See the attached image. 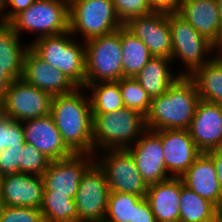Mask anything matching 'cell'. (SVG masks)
<instances>
[{
  "instance_id": "cell-13",
  "label": "cell",
  "mask_w": 222,
  "mask_h": 222,
  "mask_svg": "<svg viewBox=\"0 0 222 222\" xmlns=\"http://www.w3.org/2000/svg\"><path fill=\"white\" fill-rule=\"evenodd\" d=\"M94 162V154H73L69 158L51 161L42 175L43 191L66 194L75 199L83 174Z\"/></svg>"
},
{
  "instance_id": "cell-28",
  "label": "cell",
  "mask_w": 222,
  "mask_h": 222,
  "mask_svg": "<svg viewBox=\"0 0 222 222\" xmlns=\"http://www.w3.org/2000/svg\"><path fill=\"white\" fill-rule=\"evenodd\" d=\"M40 211L45 222H78L75 200L66 194L43 191Z\"/></svg>"
},
{
  "instance_id": "cell-44",
  "label": "cell",
  "mask_w": 222,
  "mask_h": 222,
  "mask_svg": "<svg viewBox=\"0 0 222 222\" xmlns=\"http://www.w3.org/2000/svg\"><path fill=\"white\" fill-rule=\"evenodd\" d=\"M208 152H220V153H222V137L220 138V141H219L218 145L215 147V149L210 150Z\"/></svg>"
},
{
  "instance_id": "cell-14",
  "label": "cell",
  "mask_w": 222,
  "mask_h": 222,
  "mask_svg": "<svg viewBox=\"0 0 222 222\" xmlns=\"http://www.w3.org/2000/svg\"><path fill=\"white\" fill-rule=\"evenodd\" d=\"M133 156L142 179L149 186L170 179L163 155L161 130H145L140 138L127 148Z\"/></svg>"
},
{
  "instance_id": "cell-9",
  "label": "cell",
  "mask_w": 222,
  "mask_h": 222,
  "mask_svg": "<svg viewBox=\"0 0 222 222\" xmlns=\"http://www.w3.org/2000/svg\"><path fill=\"white\" fill-rule=\"evenodd\" d=\"M104 171L110 191L146 197L148 185L142 179L128 149H110L94 154Z\"/></svg>"
},
{
  "instance_id": "cell-26",
  "label": "cell",
  "mask_w": 222,
  "mask_h": 222,
  "mask_svg": "<svg viewBox=\"0 0 222 222\" xmlns=\"http://www.w3.org/2000/svg\"><path fill=\"white\" fill-rule=\"evenodd\" d=\"M179 209V222H215L219 218V208L184 186L182 179Z\"/></svg>"
},
{
  "instance_id": "cell-2",
  "label": "cell",
  "mask_w": 222,
  "mask_h": 222,
  "mask_svg": "<svg viewBox=\"0 0 222 222\" xmlns=\"http://www.w3.org/2000/svg\"><path fill=\"white\" fill-rule=\"evenodd\" d=\"M199 101L193 80L189 76H180L165 93L152 98L149 112L145 116L146 129L188 130Z\"/></svg>"
},
{
  "instance_id": "cell-19",
  "label": "cell",
  "mask_w": 222,
  "mask_h": 222,
  "mask_svg": "<svg viewBox=\"0 0 222 222\" xmlns=\"http://www.w3.org/2000/svg\"><path fill=\"white\" fill-rule=\"evenodd\" d=\"M188 130L201 152L215 149L222 137V104L200 100Z\"/></svg>"
},
{
  "instance_id": "cell-15",
  "label": "cell",
  "mask_w": 222,
  "mask_h": 222,
  "mask_svg": "<svg viewBox=\"0 0 222 222\" xmlns=\"http://www.w3.org/2000/svg\"><path fill=\"white\" fill-rule=\"evenodd\" d=\"M164 164L170 177L180 178L201 151L186 129L161 130Z\"/></svg>"
},
{
  "instance_id": "cell-34",
  "label": "cell",
  "mask_w": 222,
  "mask_h": 222,
  "mask_svg": "<svg viewBox=\"0 0 222 222\" xmlns=\"http://www.w3.org/2000/svg\"><path fill=\"white\" fill-rule=\"evenodd\" d=\"M118 18L125 24L130 18L152 13L148 0H113Z\"/></svg>"
},
{
  "instance_id": "cell-6",
  "label": "cell",
  "mask_w": 222,
  "mask_h": 222,
  "mask_svg": "<svg viewBox=\"0 0 222 222\" xmlns=\"http://www.w3.org/2000/svg\"><path fill=\"white\" fill-rule=\"evenodd\" d=\"M123 25L113 0H69V31L81 41L110 34Z\"/></svg>"
},
{
  "instance_id": "cell-11",
  "label": "cell",
  "mask_w": 222,
  "mask_h": 222,
  "mask_svg": "<svg viewBox=\"0 0 222 222\" xmlns=\"http://www.w3.org/2000/svg\"><path fill=\"white\" fill-rule=\"evenodd\" d=\"M110 188L104 171L94 162L83 174L75 197L78 222L105 219Z\"/></svg>"
},
{
  "instance_id": "cell-12",
  "label": "cell",
  "mask_w": 222,
  "mask_h": 222,
  "mask_svg": "<svg viewBox=\"0 0 222 222\" xmlns=\"http://www.w3.org/2000/svg\"><path fill=\"white\" fill-rule=\"evenodd\" d=\"M124 26L148 47L152 56L171 58L172 39L168 12L153 11L132 17Z\"/></svg>"
},
{
  "instance_id": "cell-21",
  "label": "cell",
  "mask_w": 222,
  "mask_h": 222,
  "mask_svg": "<svg viewBox=\"0 0 222 222\" xmlns=\"http://www.w3.org/2000/svg\"><path fill=\"white\" fill-rule=\"evenodd\" d=\"M180 178L188 189L222 209V190L217 179L216 167L207 153L201 152Z\"/></svg>"
},
{
  "instance_id": "cell-33",
  "label": "cell",
  "mask_w": 222,
  "mask_h": 222,
  "mask_svg": "<svg viewBox=\"0 0 222 222\" xmlns=\"http://www.w3.org/2000/svg\"><path fill=\"white\" fill-rule=\"evenodd\" d=\"M25 143L22 122L0 112V153L7 148L23 147Z\"/></svg>"
},
{
  "instance_id": "cell-32",
  "label": "cell",
  "mask_w": 222,
  "mask_h": 222,
  "mask_svg": "<svg viewBox=\"0 0 222 222\" xmlns=\"http://www.w3.org/2000/svg\"><path fill=\"white\" fill-rule=\"evenodd\" d=\"M19 173L42 176L51 163V159L31 144L25 143L20 156Z\"/></svg>"
},
{
  "instance_id": "cell-24",
  "label": "cell",
  "mask_w": 222,
  "mask_h": 222,
  "mask_svg": "<svg viewBox=\"0 0 222 222\" xmlns=\"http://www.w3.org/2000/svg\"><path fill=\"white\" fill-rule=\"evenodd\" d=\"M22 41L10 24L0 28V70L13 80L22 78L24 57L30 47L28 41L27 44Z\"/></svg>"
},
{
  "instance_id": "cell-3",
  "label": "cell",
  "mask_w": 222,
  "mask_h": 222,
  "mask_svg": "<svg viewBox=\"0 0 222 222\" xmlns=\"http://www.w3.org/2000/svg\"><path fill=\"white\" fill-rule=\"evenodd\" d=\"M32 40L30 48L41 59L61 70L76 87H86L85 41L78 42L70 31Z\"/></svg>"
},
{
  "instance_id": "cell-31",
  "label": "cell",
  "mask_w": 222,
  "mask_h": 222,
  "mask_svg": "<svg viewBox=\"0 0 222 222\" xmlns=\"http://www.w3.org/2000/svg\"><path fill=\"white\" fill-rule=\"evenodd\" d=\"M118 84L124 107L136 110L143 116H146L149 112L152 99L141 87V84L132 77H122L118 81Z\"/></svg>"
},
{
  "instance_id": "cell-36",
  "label": "cell",
  "mask_w": 222,
  "mask_h": 222,
  "mask_svg": "<svg viewBox=\"0 0 222 222\" xmlns=\"http://www.w3.org/2000/svg\"><path fill=\"white\" fill-rule=\"evenodd\" d=\"M23 147H11L0 153V174L2 176L19 172L20 156Z\"/></svg>"
},
{
  "instance_id": "cell-18",
  "label": "cell",
  "mask_w": 222,
  "mask_h": 222,
  "mask_svg": "<svg viewBox=\"0 0 222 222\" xmlns=\"http://www.w3.org/2000/svg\"><path fill=\"white\" fill-rule=\"evenodd\" d=\"M43 190L42 176L18 172L2 177L0 198L4 206L40 209Z\"/></svg>"
},
{
  "instance_id": "cell-7",
  "label": "cell",
  "mask_w": 222,
  "mask_h": 222,
  "mask_svg": "<svg viewBox=\"0 0 222 222\" xmlns=\"http://www.w3.org/2000/svg\"><path fill=\"white\" fill-rule=\"evenodd\" d=\"M9 24L20 37L27 32H36L35 39L66 33L69 31V0H36Z\"/></svg>"
},
{
  "instance_id": "cell-20",
  "label": "cell",
  "mask_w": 222,
  "mask_h": 222,
  "mask_svg": "<svg viewBox=\"0 0 222 222\" xmlns=\"http://www.w3.org/2000/svg\"><path fill=\"white\" fill-rule=\"evenodd\" d=\"M176 12L220 51V25L216 0H180Z\"/></svg>"
},
{
  "instance_id": "cell-41",
  "label": "cell",
  "mask_w": 222,
  "mask_h": 222,
  "mask_svg": "<svg viewBox=\"0 0 222 222\" xmlns=\"http://www.w3.org/2000/svg\"><path fill=\"white\" fill-rule=\"evenodd\" d=\"M206 153L212 158L215 164L217 179H218L220 188L222 190V153L220 152H206Z\"/></svg>"
},
{
  "instance_id": "cell-25",
  "label": "cell",
  "mask_w": 222,
  "mask_h": 222,
  "mask_svg": "<svg viewBox=\"0 0 222 222\" xmlns=\"http://www.w3.org/2000/svg\"><path fill=\"white\" fill-rule=\"evenodd\" d=\"M189 77L196 85L200 100L222 104V51Z\"/></svg>"
},
{
  "instance_id": "cell-35",
  "label": "cell",
  "mask_w": 222,
  "mask_h": 222,
  "mask_svg": "<svg viewBox=\"0 0 222 222\" xmlns=\"http://www.w3.org/2000/svg\"><path fill=\"white\" fill-rule=\"evenodd\" d=\"M0 222H45L40 209L24 206H4Z\"/></svg>"
},
{
  "instance_id": "cell-40",
  "label": "cell",
  "mask_w": 222,
  "mask_h": 222,
  "mask_svg": "<svg viewBox=\"0 0 222 222\" xmlns=\"http://www.w3.org/2000/svg\"><path fill=\"white\" fill-rule=\"evenodd\" d=\"M14 80L3 70H0V104L5 98L6 92L9 89V85Z\"/></svg>"
},
{
  "instance_id": "cell-45",
  "label": "cell",
  "mask_w": 222,
  "mask_h": 222,
  "mask_svg": "<svg viewBox=\"0 0 222 222\" xmlns=\"http://www.w3.org/2000/svg\"><path fill=\"white\" fill-rule=\"evenodd\" d=\"M218 219L222 222V209H219V218Z\"/></svg>"
},
{
  "instance_id": "cell-47",
  "label": "cell",
  "mask_w": 222,
  "mask_h": 222,
  "mask_svg": "<svg viewBox=\"0 0 222 222\" xmlns=\"http://www.w3.org/2000/svg\"><path fill=\"white\" fill-rule=\"evenodd\" d=\"M2 177H3V176L0 174V188H1Z\"/></svg>"
},
{
  "instance_id": "cell-27",
  "label": "cell",
  "mask_w": 222,
  "mask_h": 222,
  "mask_svg": "<svg viewBox=\"0 0 222 222\" xmlns=\"http://www.w3.org/2000/svg\"><path fill=\"white\" fill-rule=\"evenodd\" d=\"M122 77L135 78L153 57L148 47L124 25L121 27Z\"/></svg>"
},
{
  "instance_id": "cell-37",
  "label": "cell",
  "mask_w": 222,
  "mask_h": 222,
  "mask_svg": "<svg viewBox=\"0 0 222 222\" xmlns=\"http://www.w3.org/2000/svg\"><path fill=\"white\" fill-rule=\"evenodd\" d=\"M132 222H157L146 197H143L134 206V215Z\"/></svg>"
},
{
  "instance_id": "cell-4",
  "label": "cell",
  "mask_w": 222,
  "mask_h": 222,
  "mask_svg": "<svg viewBox=\"0 0 222 222\" xmlns=\"http://www.w3.org/2000/svg\"><path fill=\"white\" fill-rule=\"evenodd\" d=\"M93 154L110 149H127L146 130L145 116L123 107L109 113L92 114Z\"/></svg>"
},
{
  "instance_id": "cell-22",
  "label": "cell",
  "mask_w": 222,
  "mask_h": 222,
  "mask_svg": "<svg viewBox=\"0 0 222 222\" xmlns=\"http://www.w3.org/2000/svg\"><path fill=\"white\" fill-rule=\"evenodd\" d=\"M181 178L151 184L147 188L146 199L157 222H179Z\"/></svg>"
},
{
  "instance_id": "cell-46",
  "label": "cell",
  "mask_w": 222,
  "mask_h": 222,
  "mask_svg": "<svg viewBox=\"0 0 222 222\" xmlns=\"http://www.w3.org/2000/svg\"><path fill=\"white\" fill-rule=\"evenodd\" d=\"M4 207L3 203H2V200L0 198V215H1V212H2V208Z\"/></svg>"
},
{
  "instance_id": "cell-5",
  "label": "cell",
  "mask_w": 222,
  "mask_h": 222,
  "mask_svg": "<svg viewBox=\"0 0 222 222\" xmlns=\"http://www.w3.org/2000/svg\"><path fill=\"white\" fill-rule=\"evenodd\" d=\"M168 21L172 39L171 60L184 65L179 70L181 76H190L219 52L176 11L168 12Z\"/></svg>"
},
{
  "instance_id": "cell-10",
  "label": "cell",
  "mask_w": 222,
  "mask_h": 222,
  "mask_svg": "<svg viewBox=\"0 0 222 222\" xmlns=\"http://www.w3.org/2000/svg\"><path fill=\"white\" fill-rule=\"evenodd\" d=\"M52 95L29 85L22 78L14 80L0 104V112L23 122L50 114Z\"/></svg>"
},
{
  "instance_id": "cell-16",
  "label": "cell",
  "mask_w": 222,
  "mask_h": 222,
  "mask_svg": "<svg viewBox=\"0 0 222 222\" xmlns=\"http://www.w3.org/2000/svg\"><path fill=\"white\" fill-rule=\"evenodd\" d=\"M25 142L53 160L71 157L74 153L61 138L51 114L22 122Z\"/></svg>"
},
{
  "instance_id": "cell-43",
  "label": "cell",
  "mask_w": 222,
  "mask_h": 222,
  "mask_svg": "<svg viewBox=\"0 0 222 222\" xmlns=\"http://www.w3.org/2000/svg\"><path fill=\"white\" fill-rule=\"evenodd\" d=\"M220 25V51H222V0H216Z\"/></svg>"
},
{
  "instance_id": "cell-1",
  "label": "cell",
  "mask_w": 222,
  "mask_h": 222,
  "mask_svg": "<svg viewBox=\"0 0 222 222\" xmlns=\"http://www.w3.org/2000/svg\"><path fill=\"white\" fill-rule=\"evenodd\" d=\"M85 87L52 97L50 114L66 146L74 154H93V117ZM85 93V94H84Z\"/></svg>"
},
{
  "instance_id": "cell-8",
  "label": "cell",
  "mask_w": 222,
  "mask_h": 222,
  "mask_svg": "<svg viewBox=\"0 0 222 222\" xmlns=\"http://www.w3.org/2000/svg\"><path fill=\"white\" fill-rule=\"evenodd\" d=\"M86 86L122 78L121 28L85 41Z\"/></svg>"
},
{
  "instance_id": "cell-30",
  "label": "cell",
  "mask_w": 222,
  "mask_h": 222,
  "mask_svg": "<svg viewBox=\"0 0 222 222\" xmlns=\"http://www.w3.org/2000/svg\"><path fill=\"white\" fill-rule=\"evenodd\" d=\"M143 197L131 194L110 191L105 219L110 222H132L134 206Z\"/></svg>"
},
{
  "instance_id": "cell-39",
  "label": "cell",
  "mask_w": 222,
  "mask_h": 222,
  "mask_svg": "<svg viewBox=\"0 0 222 222\" xmlns=\"http://www.w3.org/2000/svg\"><path fill=\"white\" fill-rule=\"evenodd\" d=\"M149 5L154 11H176L180 0H148Z\"/></svg>"
},
{
  "instance_id": "cell-38",
  "label": "cell",
  "mask_w": 222,
  "mask_h": 222,
  "mask_svg": "<svg viewBox=\"0 0 222 222\" xmlns=\"http://www.w3.org/2000/svg\"><path fill=\"white\" fill-rule=\"evenodd\" d=\"M35 1L36 0H4L7 20L10 22L17 14L28 9Z\"/></svg>"
},
{
  "instance_id": "cell-17",
  "label": "cell",
  "mask_w": 222,
  "mask_h": 222,
  "mask_svg": "<svg viewBox=\"0 0 222 222\" xmlns=\"http://www.w3.org/2000/svg\"><path fill=\"white\" fill-rule=\"evenodd\" d=\"M22 79L52 96L67 94L76 88L61 70L49 65L30 47L24 57Z\"/></svg>"
},
{
  "instance_id": "cell-42",
  "label": "cell",
  "mask_w": 222,
  "mask_h": 222,
  "mask_svg": "<svg viewBox=\"0 0 222 222\" xmlns=\"http://www.w3.org/2000/svg\"><path fill=\"white\" fill-rule=\"evenodd\" d=\"M8 24L9 21L7 20L5 15L4 0H0V28L5 27Z\"/></svg>"
},
{
  "instance_id": "cell-29",
  "label": "cell",
  "mask_w": 222,
  "mask_h": 222,
  "mask_svg": "<svg viewBox=\"0 0 222 222\" xmlns=\"http://www.w3.org/2000/svg\"><path fill=\"white\" fill-rule=\"evenodd\" d=\"M85 89L89 93L92 114L109 113L124 107L118 81L92 83Z\"/></svg>"
},
{
  "instance_id": "cell-23",
  "label": "cell",
  "mask_w": 222,
  "mask_h": 222,
  "mask_svg": "<svg viewBox=\"0 0 222 222\" xmlns=\"http://www.w3.org/2000/svg\"><path fill=\"white\" fill-rule=\"evenodd\" d=\"M172 65L171 58L153 56L136 75L135 79L151 99L165 93L181 76L179 71H172Z\"/></svg>"
}]
</instances>
